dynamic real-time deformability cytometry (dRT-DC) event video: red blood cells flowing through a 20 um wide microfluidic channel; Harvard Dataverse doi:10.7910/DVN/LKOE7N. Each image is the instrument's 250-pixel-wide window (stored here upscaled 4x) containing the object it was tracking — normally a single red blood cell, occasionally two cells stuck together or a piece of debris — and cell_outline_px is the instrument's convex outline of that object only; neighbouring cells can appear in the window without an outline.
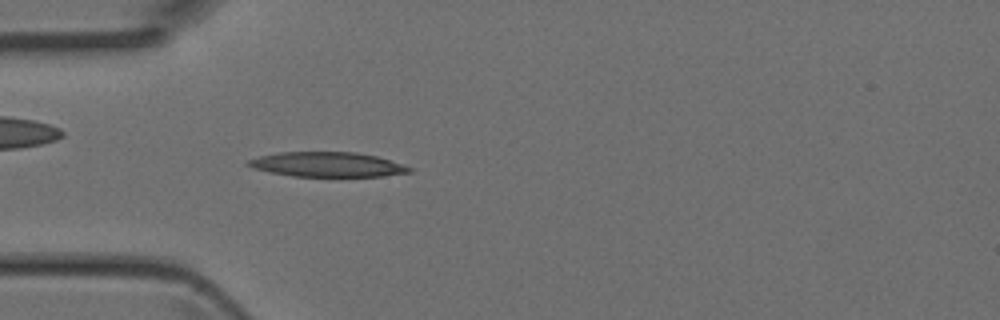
{"species": "Egyptian fruit bat (a non-hibernating species)", "species_latin": "Rousettus aegyptiacus", "temperature_condition": "room temperature", "stored_images_in_passage": 4, "camera_frame_rate_fps": 3000, "um_per_image_px": 0.085, "animal": {"sex": "female"}, "frame": {"image": 1, "passage_image": 4, "time_ms": 1.0, "image_size_px": [1000, 320], "cell_outline_px": [[412, 172], [380, 176], [292, 176], [268, 172], [244, 164], [248, 160], [260, 156], [280, 152], [356, 152], [376, 156], [404, 164], [412, 168]], "centroid_in_image_um": [27.83, 13.98], "position_along_channel_um": 57.2, "area_um2": 23.12}}